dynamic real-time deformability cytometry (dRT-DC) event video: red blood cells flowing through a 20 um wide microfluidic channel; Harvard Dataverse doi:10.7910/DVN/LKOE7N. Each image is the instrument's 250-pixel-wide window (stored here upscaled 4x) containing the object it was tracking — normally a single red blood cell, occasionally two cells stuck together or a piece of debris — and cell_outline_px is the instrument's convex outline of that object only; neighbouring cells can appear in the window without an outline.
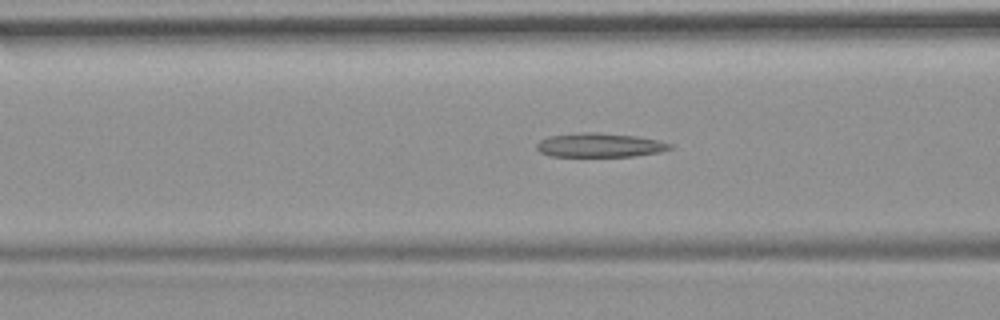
{"species": "common noctule bat (a hibernating species)", "species_latin": "Nyctalus noctula", "temperature_condition": "room temperature", "stored_images_in_passage": 50, "camera_frame_rate_fps": 3000, "um_per_image_px": 0.085, "animal": {"sex": "female", "body_mass_g": 19.9}, "frame": {"image": 1, "passage_image": 17, "time_ms": 5.333, "image_size_px": [1000, 320], "cell_outline_px": [[676, 144], [672, 148], [660, 152], [632, 156], [548, 156], [540, 152], [536, 148], [536, 144], [540, 140], [548, 136], [580, 132], [596, 132], [636, 136]], "centroid_in_image_um": [50.97, 12.33], "position_along_channel_um": 115.6, "area_um2": 18.79}}
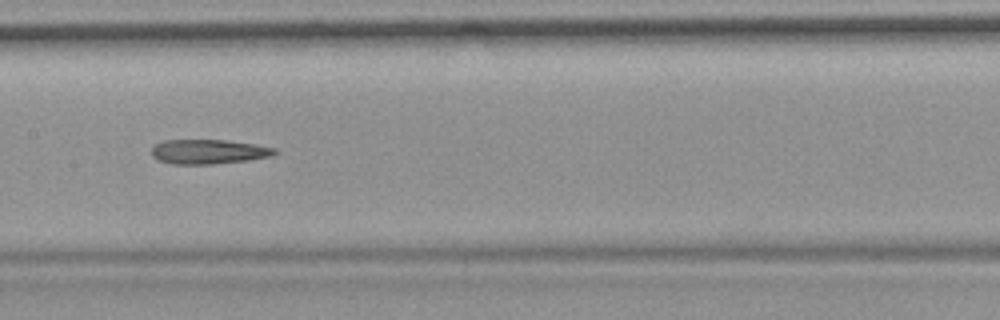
{"frame": {"image": 2, "passage_image": 23, "time_ms": 7.333, "image_size_px": [1000, 320], "cell_outline_px": [[280, 152], [272, 156], [248, 160], [212, 164], [172, 164], [156, 160], [152, 156], [152, 148], [156, 144], [164, 140], [224, 140], [256, 144], [276, 148]], "centroid_in_image_um": [17.75, 12.89], "position_along_channel_um": 189.7, "area_um2": 17.74}}
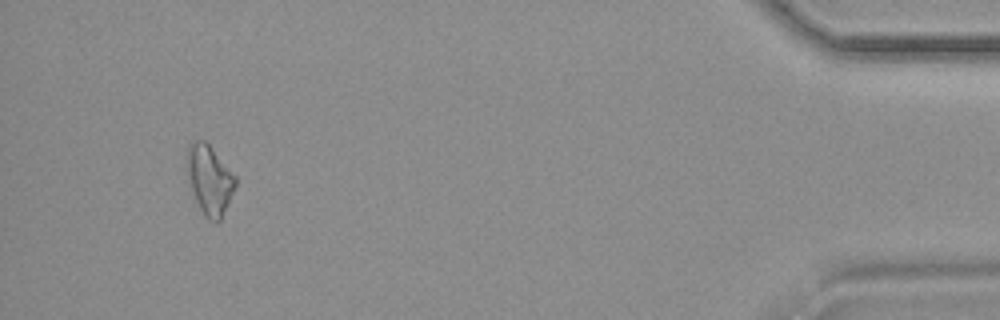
{"frame": {"image": 3, "passage_image": 47, "time_ms": 15.333, "image_size_px": [1000, 320], "cell_outline_px": [[236, 188], [220, 220], [216, 224], [208, 220], [204, 216], [192, 192], [184, 164], [184, 160], [188, 144], [192, 140], [204, 140], [212, 148], [236, 176]], "centroid_in_image_um": [17.78, 15.26], "position_along_channel_um": 417.4, "area_um2": 20.06}}